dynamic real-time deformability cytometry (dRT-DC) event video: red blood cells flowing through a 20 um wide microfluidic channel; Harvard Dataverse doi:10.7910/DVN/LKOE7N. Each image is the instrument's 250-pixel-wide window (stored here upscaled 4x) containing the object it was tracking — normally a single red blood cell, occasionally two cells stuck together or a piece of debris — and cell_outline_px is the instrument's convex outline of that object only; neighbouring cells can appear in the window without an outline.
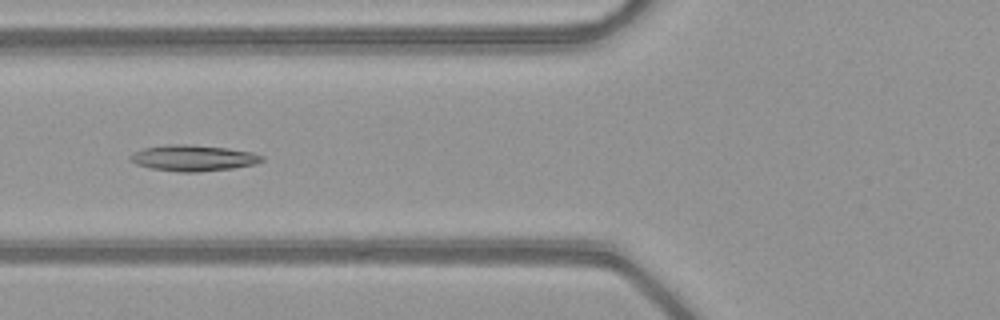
{"species": "common noctule bat (a hibernating species)", "species_latin": "Nyctalus noctula", "temperature_condition": "warm", "stored_images_in_passage": 32, "camera_frame_rate_fps": 3000, "um_per_image_px": 0.085, "animal": {"sex": "female", "body_mass_g": 21.9}, "frame": {"image": 1, "passage_image": 5, "time_ms": 1.333, "image_size_px": [1000, 320], "cell_outline_px": [[264, 160], [256, 164], [232, 168], [196, 172], [180, 172], [152, 168], [136, 164], [128, 160], [128, 156], [132, 152], [144, 148], [168, 144], [184, 144], [228, 148], [252, 152], [264, 156]], "centroid_in_image_um": [16.4, 13.43], "position_along_channel_um": 109.4, "area_um2": 20.0}}
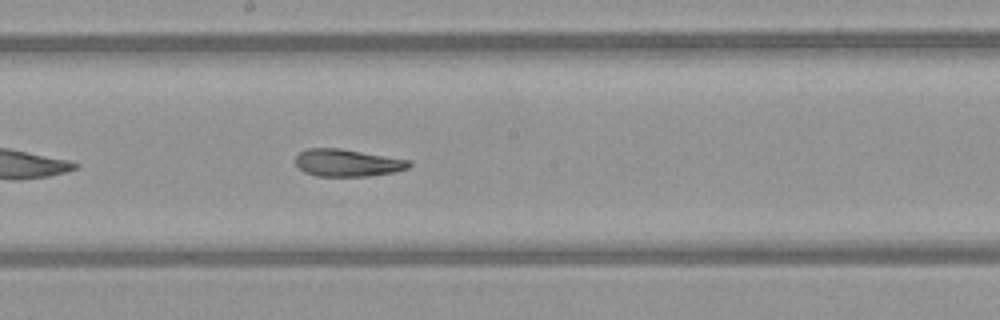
{"frame": {"image": 2, "passage_image": 13, "time_ms": 4.0, "image_size_px": [1000, 320], "cell_outline_px": [[412, 164], [408, 168], [396, 172], [368, 176], [316, 176], [304, 172], [296, 164], [296, 156], [300, 152], [308, 148], [340, 148], [412, 160]], "centroid_in_image_um": [29.57, 13.84], "position_along_channel_um": 218.6, "area_um2": 18.21}}
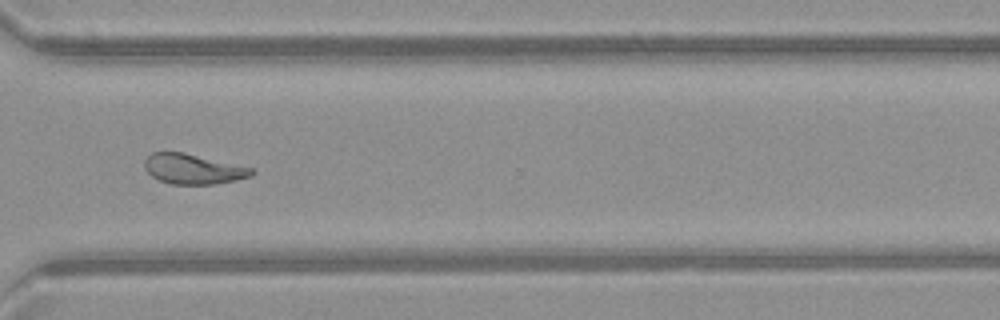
{"frame": {"image": 3, "passage_image": 23, "time_ms": 7.333, "image_size_px": [1000, 320], "cell_outline_px": [[256, 172], [252, 176], [236, 180], [212, 184], [172, 184], [160, 180], [152, 176], [144, 168], [144, 160], [152, 152], [184, 152], [252, 168]], "centroid_in_image_um": [16.41, 14.36], "position_along_channel_um": 354.2, "area_um2": 18.67}, "authors_computed_cell_mechanics": {"area_um2": 18.8139, "velocity_mm_per_s": 4.0752, "shape_relaxation_time_tau1_ms": null, "shape_relaxation_time_tau2_ms": 1.9859, "deformation_change_tau1": null, "deformation_change_tau2": 0.0915}}